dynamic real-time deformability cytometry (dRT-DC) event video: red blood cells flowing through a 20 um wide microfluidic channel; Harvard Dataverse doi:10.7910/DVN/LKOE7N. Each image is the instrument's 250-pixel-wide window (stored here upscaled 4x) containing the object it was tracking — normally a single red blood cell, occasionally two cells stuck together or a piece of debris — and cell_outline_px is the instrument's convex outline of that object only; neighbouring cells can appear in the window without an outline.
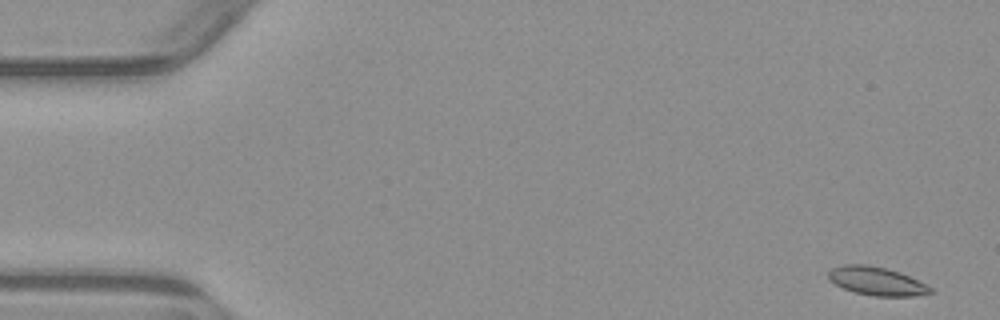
{"species": "common noctule bat (a hibernating species)", "species_latin": "Nyctalus noctula", "temperature_condition": "warm", "stored_images_in_passage": 4, "camera_frame_rate_fps": 3000, "um_per_image_px": 0.085, "animal": {"sex": "male", "body_mass_g": 23.1, "forearm_length_mm": 52.7}, "frame": {"image": 1, "passage_image": 1, "time_ms": 0.0, "image_size_px": [1000, 320], "cell_outline_px": [[936, 292], [912, 296], [872, 296], [856, 292], [844, 288], [828, 280], [828, 272], [832, 268], [844, 264], [868, 264], [900, 272], [932, 288]], "centroid_in_image_um": [74.5, 23.89], "position_along_channel_um": 10.5, "area_um2": 16.76}}
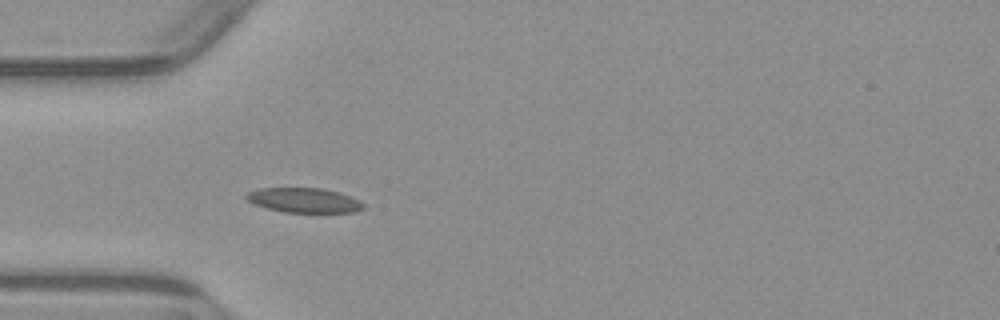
{"frame": {"image": 2, "passage_image": 4, "time_ms": 4.667, "image_size_px": [1000, 320], "cell_outline_px": [[364, 208], [356, 212], [284, 212], [268, 208], [256, 204], [248, 200], [244, 196], [248, 192], [260, 188], [324, 188], [340, 192], [360, 200], [364, 204]], "centroid_in_image_um": [25.89, 17.01], "position_along_channel_um": 59.1, "area_um2": 16.82}}